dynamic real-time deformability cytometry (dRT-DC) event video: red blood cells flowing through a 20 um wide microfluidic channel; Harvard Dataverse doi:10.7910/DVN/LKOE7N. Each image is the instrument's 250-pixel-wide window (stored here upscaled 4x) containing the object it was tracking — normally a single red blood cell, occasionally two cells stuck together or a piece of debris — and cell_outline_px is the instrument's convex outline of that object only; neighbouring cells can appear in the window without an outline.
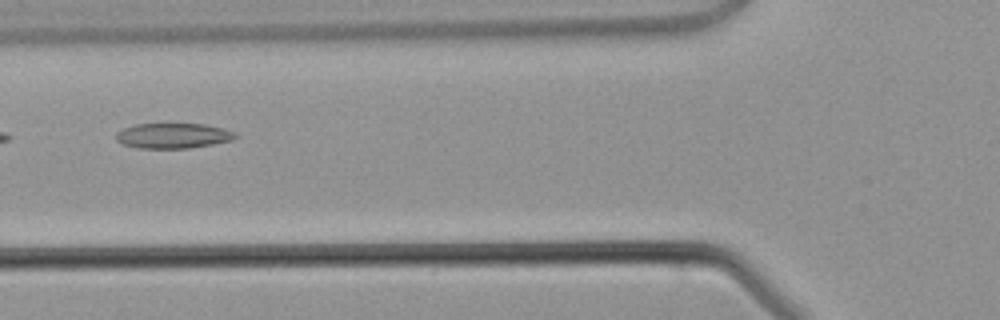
{"species": "common noctule bat (a hibernating species)", "species_latin": "Nyctalus noctula", "temperature_condition": "warm", "stored_images_in_passage": 4, "camera_frame_rate_fps": 3000, "um_per_image_px": 0.085, "animal": {"sex": "male", "body_mass_g": 21.5, "forearm_length_mm": 52.0}, "frame": {"image": 1, "passage_image": 3, "time_ms": 3.667, "image_size_px": [1000, 320], "cell_outline_px": [[240, 136], [232, 140], [212, 144], [188, 148], [136, 148], [124, 144], [116, 140], [116, 132], [124, 128], [136, 124], [204, 124], [224, 128]], "centroid_in_image_um": [14.71, 11.53], "position_along_channel_um": 111.1, "area_um2": 17.46}}
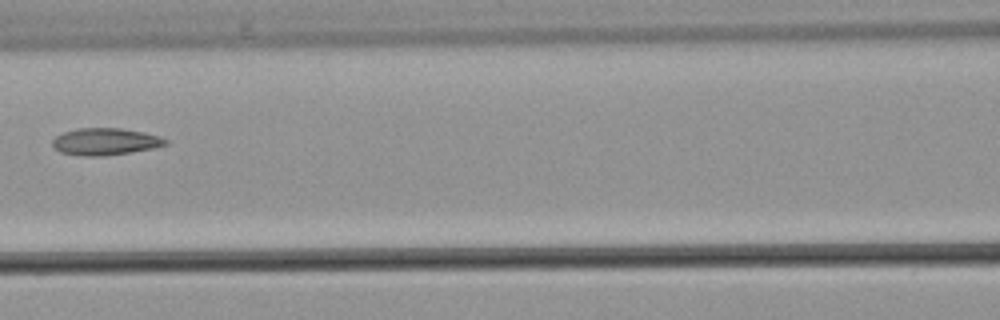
{"frame": {"image": 2, "passage_image": 4, "time_ms": 4.667, "image_size_px": [1000, 320], "cell_outline_px": [[168, 144], [152, 148], [128, 152], [100, 156], [88, 156], [60, 152], [52, 144], [52, 140], [56, 136], [64, 132], [76, 128], [120, 128], [144, 132], [160, 136], [168, 140]], "centroid_in_image_um": [8.95, 12.02], "position_along_channel_um": 157.6, "area_um2": 17.57}}